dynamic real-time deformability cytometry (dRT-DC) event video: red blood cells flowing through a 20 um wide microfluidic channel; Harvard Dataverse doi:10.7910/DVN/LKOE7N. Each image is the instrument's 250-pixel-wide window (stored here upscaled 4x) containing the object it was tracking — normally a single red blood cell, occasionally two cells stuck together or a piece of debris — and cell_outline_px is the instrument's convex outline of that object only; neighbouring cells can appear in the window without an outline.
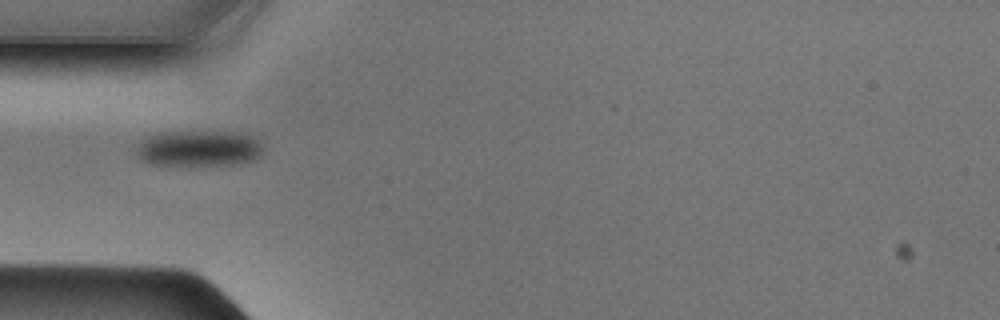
{"species": "Egyptian fruit bat (a non-hibernating species)", "species_latin": "Rousettus aegyptiacus", "temperature_condition": "cold", "stored_images_in_passage": 35, "camera_frame_rate_fps": 3000, "um_per_image_px": 0.085, "animal": {"sex": "male"}, "frame": {"image": 1, "passage_image": 1, "time_ms": 0.0, "image_size_px": [1000, 320], "cell_outline_px": [[264, 148], [260, 156], [256, 160], [240, 164], [200, 168], [152, 164], [140, 160], [136, 152], [136, 148], [148, 136], [160, 132], [236, 132], [252, 136]], "centroid_in_image_um": [16.92, 12.68], "position_along_channel_um": 68.1, "area_um2": 27.57}}
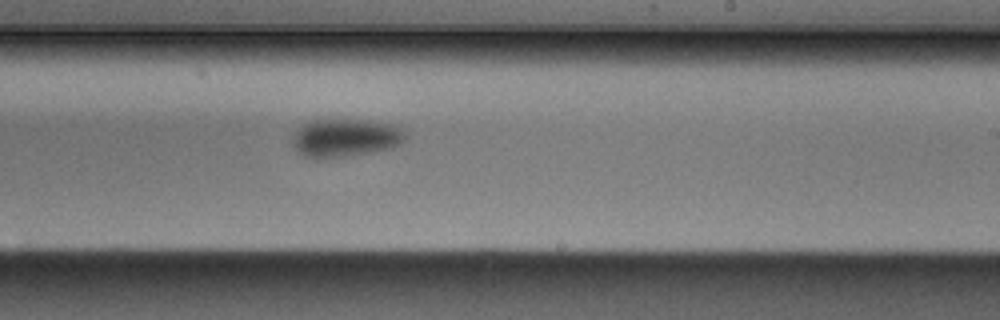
{"frame": {"image": 2, "passage_image": 15, "time_ms": 4.667, "image_size_px": [1000, 320], "cell_outline_px": [[408, 132], [404, 140], [400, 144], [392, 148], [344, 156], [316, 160], [304, 156], [292, 144], [292, 136], [304, 124], [316, 120], [372, 120], [396, 124]], "centroid_in_image_um": [29.41, 11.71], "position_along_channel_um": 259.6, "area_um2": 25.2}}
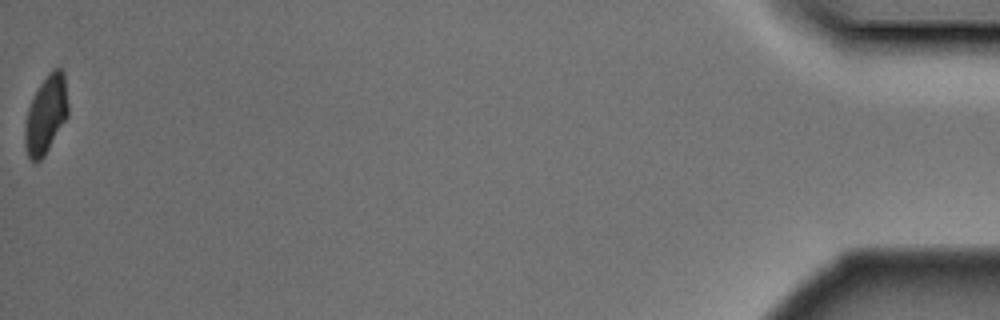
{"frame": {"image": 3, "passage_image": 35, "time_ms": 11.333, "image_size_px": [1000, 320], "cell_outline_px": [[68, 116], [44, 156], [36, 164], [28, 156], [24, 144], [24, 128], [28, 108], [40, 84], [48, 72], [56, 68], [60, 68], [64, 72], [68, 104]], "centroid_in_image_um": [3.91, 9.75], "position_along_channel_um": 431.3, "area_um2": 19.59}}